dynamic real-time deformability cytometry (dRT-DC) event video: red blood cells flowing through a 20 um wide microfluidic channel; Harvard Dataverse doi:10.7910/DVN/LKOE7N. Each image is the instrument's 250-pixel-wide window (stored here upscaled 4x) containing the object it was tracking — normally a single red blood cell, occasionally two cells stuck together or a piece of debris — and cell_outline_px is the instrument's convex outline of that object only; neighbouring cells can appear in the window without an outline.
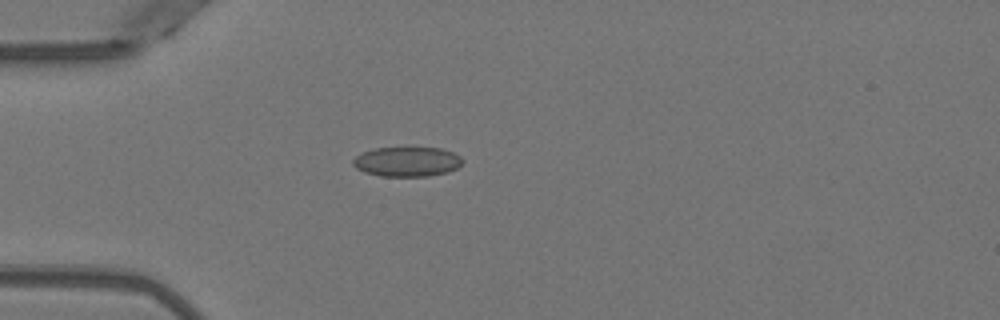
{"species": "Egyptian fruit bat (a non-hibernating species)", "species_latin": "Rousettus aegyptiacus", "temperature_condition": "warm", "stored_images_in_passage": 1, "camera_frame_rate_fps": 3000, "um_per_image_px": 0.085, "animal": {"sex": "female"}, "frame": {"image": 1, "passage_image": 1, "time_ms": 0.0, "image_size_px": [1000, 320], "cell_outline_px": [[464, 160], [456, 168], [448, 172], [428, 176], [380, 176], [364, 172], [356, 168], [352, 164], [352, 160], [356, 156], [364, 152], [376, 148], [440, 148], [452, 152], [460, 156]], "centroid_in_image_um": [34.59, 13.75], "position_along_channel_um": 50.4, "area_um2": 18.84}}